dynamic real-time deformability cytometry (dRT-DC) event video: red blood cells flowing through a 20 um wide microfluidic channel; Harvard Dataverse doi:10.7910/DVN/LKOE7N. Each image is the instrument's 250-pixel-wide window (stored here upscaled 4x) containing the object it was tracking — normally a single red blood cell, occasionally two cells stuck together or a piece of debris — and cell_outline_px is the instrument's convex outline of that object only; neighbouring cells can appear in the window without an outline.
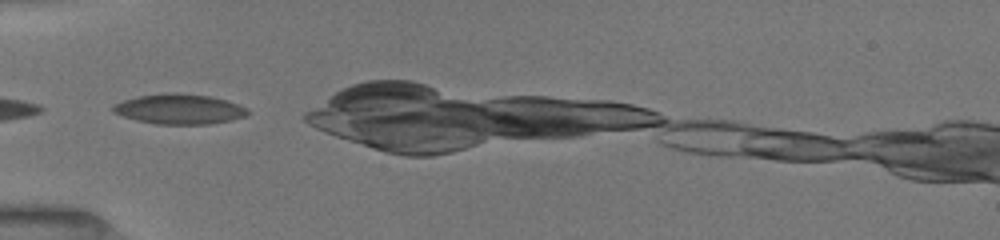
{"species": "common noctule bat (a hibernating species)", "species_latin": "Nyctalus noctula", "temperature_condition": "room temperature", "stored_images_in_passage": 26, "camera_frame_rate_fps": 3000, "um_per_image_px": 0.085, "animal": {"sex": "female", "body_mass_g": 19.5, "forearm_length_mm": 54.1}, "frame": {"image": 1, "passage_image": 1, "time_ms": 0.0, "image_size_px": [1000, 240], "cell_outline_px": [[248, 112], [244, 116], [232, 120], [208, 124], [156, 124], [136, 120], [112, 112], [112, 104], [124, 100], [140, 96], [168, 92], [176, 92], [212, 96], [228, 100], [248, 108]], "centroid_in_image_um": [15.25, 9.26], "position_along_channel_um": 69.8, "area_um2": 23.7}}